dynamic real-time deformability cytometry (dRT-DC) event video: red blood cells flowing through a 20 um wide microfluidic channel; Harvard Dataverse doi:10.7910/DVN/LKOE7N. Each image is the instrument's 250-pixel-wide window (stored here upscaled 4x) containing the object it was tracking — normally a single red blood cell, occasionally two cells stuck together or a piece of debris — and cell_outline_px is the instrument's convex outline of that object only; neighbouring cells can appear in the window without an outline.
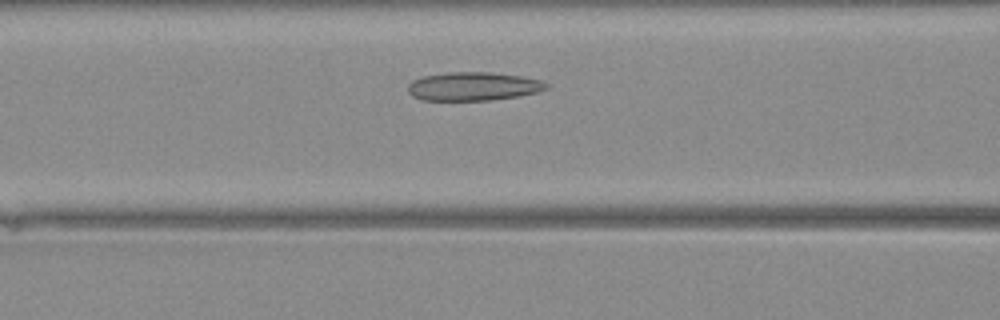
{"species": "Egyptian fruit bat (a non-hibernating species)", "species_latin": "Rousettus aegyptiacus", "temperature_condition": "warm", "stored_images_in_passage": 25, "camera_frame_rate_fps": 3000, "um_per_image_px": 0.085, "animal": {"sex": "female"}, "frame": {"image": 1, "passage_image": 8, "time_ms": 2.333, "image_size_px": [1000, 320], "cell_outline_px": [[548, 88], [536, 92], [516, 96], [492, 100], [420, 100], [412, 96], [408, 92], [408, 84], [412, 80], [424, 76], [448, 72], [488, 72], [520, 76], [540, 80], [548, 84]], "centroid_in_image_um": [40.18, 7.34], "position_along_channel_um": 126.4, "area_um2": 22.89}}
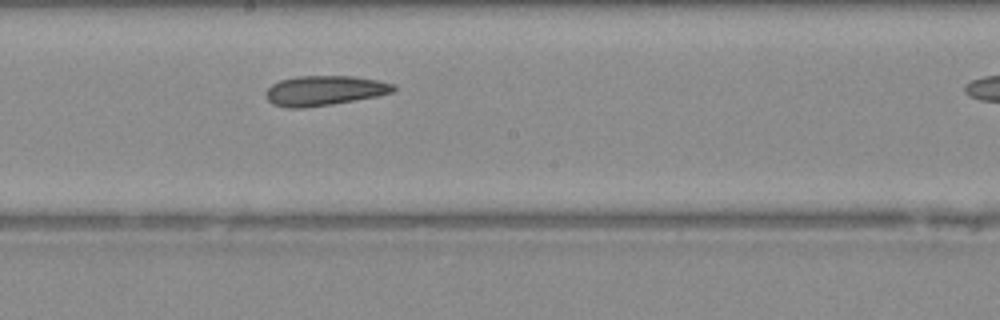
{"frame": {"image": 2, "passage_image": 14, "time_ms": 4.333, "image_size_px": [1000, 320], "cell_outline_px": [[396, 88], [392, 92], [376, 96], [332, 104], [304, 108], [288, 108], [272, 104], [268, 100], [268, 88], [272, 84], [280, 80], [296, 76], [352, 76], [380, 80], [392, 84]], "centroid_in_image_um": [27.57, 7.69], "position_along_channel_um": 220.6, "area_um2": 22.02}}
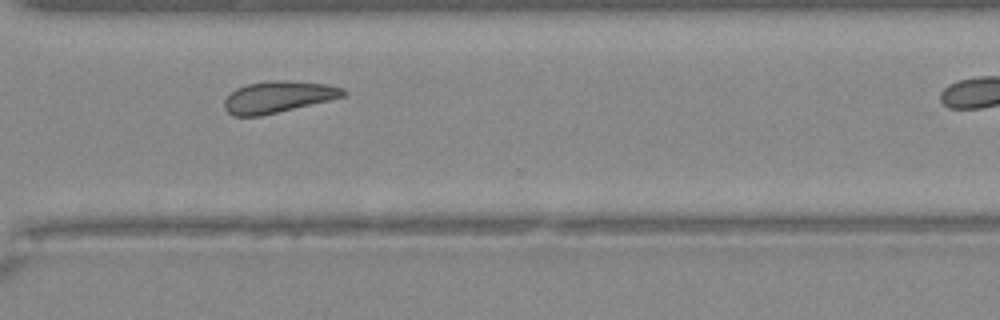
{"frame": {"image": 3, "passage_image": 22, "time_ms": 7.0, "image_size_px": [1000, 320], "cell_outline_px": [[348, 92], [344, 96], [328, 100], [260, 116], [236, 116], [228, 112], [224, 108], [224, 100], [236, 88], [248, 84], [268, 80], [284, 80], [328, 84], [344, 88]], "centroid_in_image_um": [23.64, 8.22], "position_along_channel_um": 347.0, "area_um2": 21.68}}